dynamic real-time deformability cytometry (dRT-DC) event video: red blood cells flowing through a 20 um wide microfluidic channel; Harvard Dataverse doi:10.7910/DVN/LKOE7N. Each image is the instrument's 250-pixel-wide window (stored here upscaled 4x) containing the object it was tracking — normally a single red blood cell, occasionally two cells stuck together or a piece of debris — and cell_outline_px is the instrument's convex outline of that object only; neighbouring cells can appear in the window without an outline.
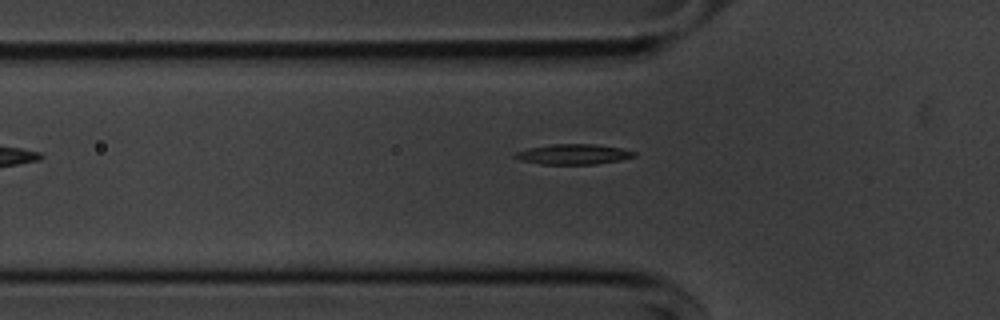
{"species": "common noctule bat (a hibernating species)", "species_latin": "Nyctalus noctula", "temperature_condition": "cold", "stored_images_in_passage": 38, "camera_frame_rate_fps": 3000, "um_per_image_px": 0.085, "animal": {"sex": "male", "body_mass_g": 20.1, "forearm_length_mm": 53.5}, "frame": {"image": 1, "passage_image": 3, "time_ms": 0.667, "image_size_px": [1000, 320], "cell_outline_px": [[636, 156], [620, 160], [596, 164], [540, 164], [520, 160], [512, 156], [516, 152], [528, 148], [552, 144], [592, 144], [620, 148], [636, 152]], "centroid_in_image_um": [48.72, 13.11], "position_along_channel_um": 77.1, "area_um2": 13.99}}
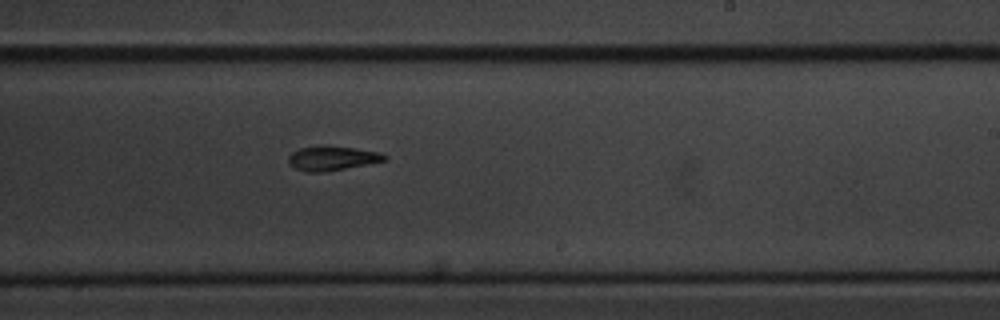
{"frame": {"image": 2, "passage_image": 18, "time_ms": 5.667, "image_size_px": [1000, 320], "cell_outline_px": [[388, 156], [384, 160], [368, 164], [320, 172], [304, 172], [288, 164], [288, 156], [292, 152], [300, 148], [316, 144], [324, 144], [352, 148], [376, 152]], "centroid_in_image_um": [28.14, 13.43], "position_along_channel_um": 260.9, "area_um2": 13.64}}
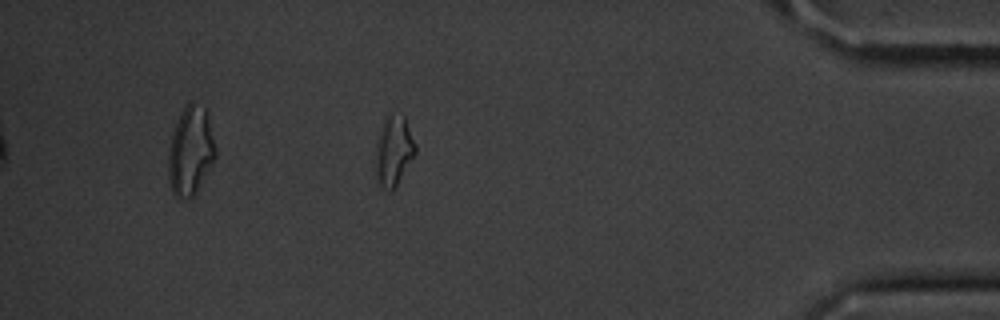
{"frame": {"image": 3, "passage_image": 33, "time_ms": 10.667, "image_size_px": [1000, 320], "cell_outline_px": [[416, 152], [396, 188], [392, 192], [388, 192], [380, 188], [376, 180], [372, 160], [376, 144], [384, 116], [388, 112], [392, 112], [404, 116], [416, 144]], "centroid_in_image_um": [33.4, 12.87], "position_along_channel_um": 401.8, "area_um2": 17.22}}